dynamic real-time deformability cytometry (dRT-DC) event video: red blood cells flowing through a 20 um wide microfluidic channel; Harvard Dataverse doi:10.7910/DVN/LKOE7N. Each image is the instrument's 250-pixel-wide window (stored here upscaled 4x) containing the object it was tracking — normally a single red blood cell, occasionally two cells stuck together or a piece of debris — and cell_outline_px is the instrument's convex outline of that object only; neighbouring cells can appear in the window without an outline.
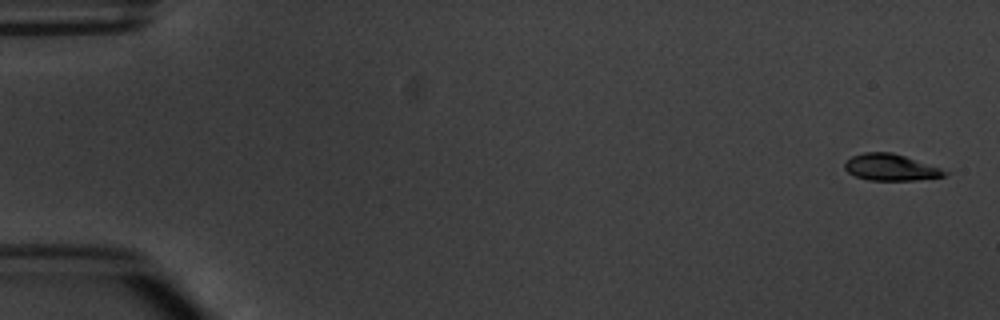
{"species": "common noctule bat (a hibernating species)", "species_latin": "Nyctalus noctula", "temperature_condition": "warm", "stored_images_in_passage": 5, "camera_frame_rate_fps": 3000, "um_per_image_px": 0.085, "animal": {"sex": "male", "body_mass_g": 20.1, "forearm_length_mm": 53.5}, "frame": {"image": 1, "passage_image": 1, "time_ms": 0.0, "image_size_px": [1000, 320], "cell_outline_px": [[948, 172], [944, 176], [916, 180], [868, 180], [856, 176], [848, 172], [844, 168], [844, 164], [852, 156], [864, 152], [892, 152], [940, 168]], "centroid_in_image_um": [75.68, 14.22], "position_along_channel_um": 9.3, "area_um2": 15.2}}
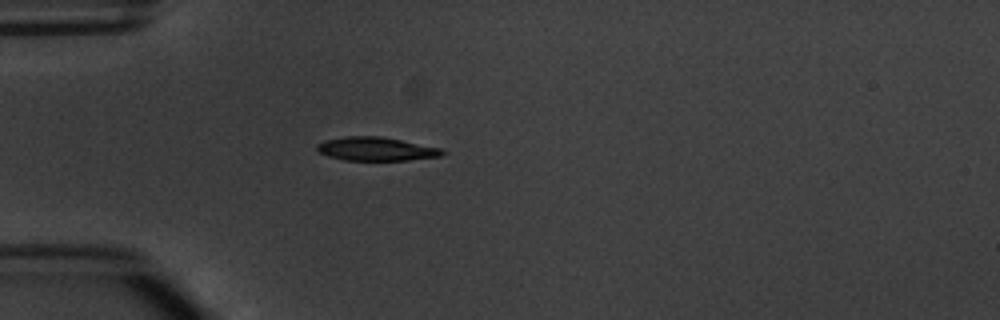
{"frame": {"image": 2, "passage_image": 5, "time_ms": 4.667, "image_size_px": [1000, 320], "cell_outline_px": [[448, 152], [440, 156], [408, 160], [344, 160], [328, 156], [320, 152], [316, 148], [316, 144], [324, 140], [344, 136], [380, 136], [440, 148]], "centroid_in_image_um": [31.94, 12.66], "position_along_channel_um": 53.1, "area_um2": 17.17}}